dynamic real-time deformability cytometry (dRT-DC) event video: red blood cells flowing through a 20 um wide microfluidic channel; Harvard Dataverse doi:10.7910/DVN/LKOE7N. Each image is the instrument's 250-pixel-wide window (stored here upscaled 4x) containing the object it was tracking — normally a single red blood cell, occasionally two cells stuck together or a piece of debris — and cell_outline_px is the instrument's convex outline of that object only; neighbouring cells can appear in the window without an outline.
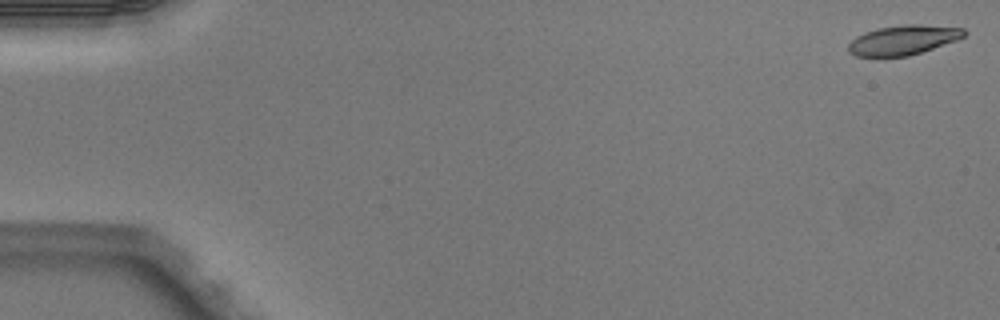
{"species": "Egyptian fruit bat (a non-hibernating species)", "species_latin": "Rousettus aegyptiacus", "temperature_condition": "warm", "stored_images_in_passage": 5, "segment_of_instrument_passage": [1, 2], "camera_frame_rate_fps": 3000, "um_per_image_px": 0.085, "animal": {"sex": "male"}, "frame": {"image": 1, "passage_image": 1, "time_ms": 0.0, "image_size_px": [1000, 320], "cell_outline_px": [[968, 32], [964, 36], [956, 40], [908, 56], [856, 56], [848, 52], [848, 44], [856, 36], [864, 32], [876, 28], [904, 24], [920, 24], [964, 28]], "centroid_in_image_um": [76.75, 3.38], "position_along_channel_um": 8.2, "area_um2": 19.94}}